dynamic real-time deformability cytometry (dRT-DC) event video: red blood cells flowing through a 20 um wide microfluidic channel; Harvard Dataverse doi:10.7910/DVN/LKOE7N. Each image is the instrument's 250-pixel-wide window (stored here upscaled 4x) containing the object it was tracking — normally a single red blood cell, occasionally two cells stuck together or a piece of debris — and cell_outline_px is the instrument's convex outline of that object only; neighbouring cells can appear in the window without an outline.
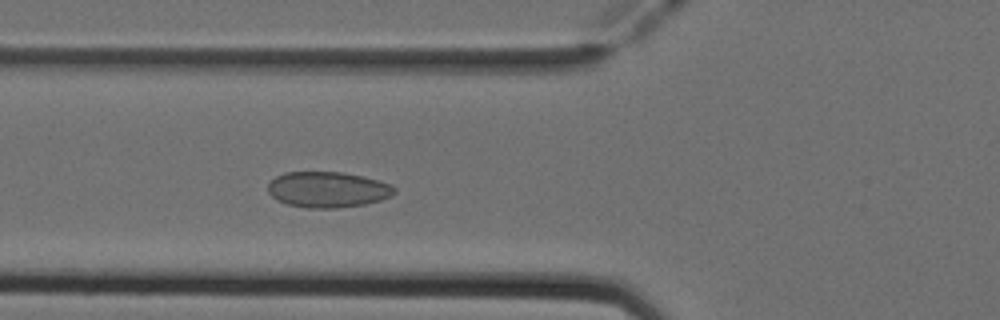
{"species": "Egyptian fruit bat (a non-hibernating species)", "species_latin": "Rousettus aegyptiacus", "temperature_condition": "cold", "stored_images_in_passage": 48, "camera_frame_rate_fps": 3000, "um_per_image_px": 0.085, "animal": {"sex": "female"}, "frame": {"image": 1, "passage_image": 16, "time_ms": 5.0, "image_size_px": [1000, 320], "cell_outline_px": [[396, 192], [392, 196], [380, 200], [364, 204], [336, 208], [308, 208], [288, 204], [276, 200], [268, 192], [268, 184], [276, 176], [284, 172], [344, 172], [376, 180], [388, 184], [396, 188]], "centroid_in_image_um": [27.83, 16.11], "position_along_channel_um": 98.0, "area_um2": 26.24}}
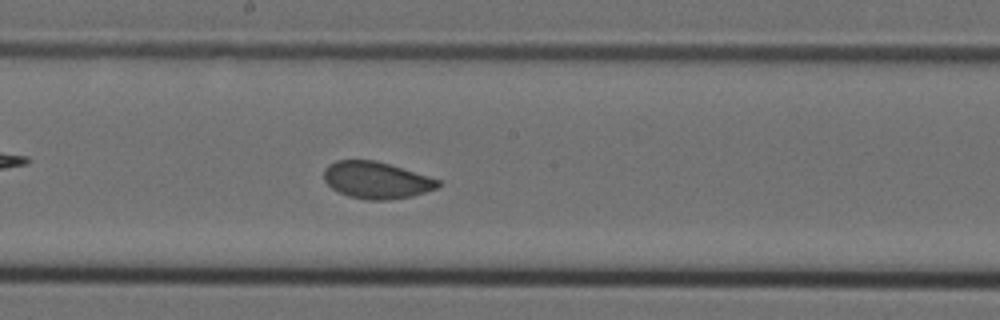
{"frame": {"image": 2, "passage_image": 25, "time_ms": 8.0, "image_size_px": [1000, 320], "cell_outline_px": [[440, 184], [436, 188], [412, 196], [384, 200], [368, 200], [348, 196], [332, 188], [324, 180], [324, 168], [328, 164], [336, 160], [376, 160], [428, 176], [440, 180]], "centroid_in_image_um": [31.96, 15.3], "position_along_channel_um": 216.2, "area_um2": 24.33}}
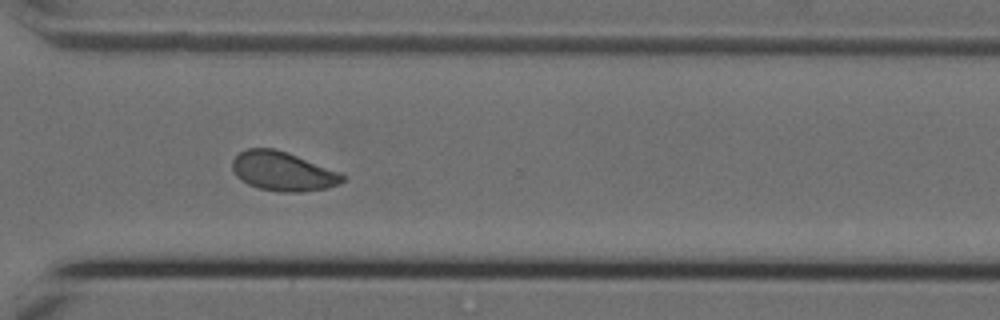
{"frame": {"image": 3, "passage_image": 35, "time_ms": 11.333, "image_size_px": [1000, 320], "cell_outline_px": [[348, 176], [340, 184], [328, 188], [300, 192], [280, 192], [260, 188], [248, 184], [240, 180], [236, 176], [232, 168], [232, 160], [240, 152], [248, 148], [272, 148], [296, 156], [340, 172]], "centroid_in_image_um": [24.05, 14.58], "position_along_channel_um": 346.6, "area_um2": 25.03}, "authors_computed_cell_mechanics": {"area_um2": 24.9985, "velocity_mm_per_s": 3.93, "shape_relaxation_time_tau1_ms": 4.5581, "shape_relaxation_time_tau2_ms": 0.7552, "deformation_change_tau1": 0.0674, "deformation_change_tau2": 0.0326}}